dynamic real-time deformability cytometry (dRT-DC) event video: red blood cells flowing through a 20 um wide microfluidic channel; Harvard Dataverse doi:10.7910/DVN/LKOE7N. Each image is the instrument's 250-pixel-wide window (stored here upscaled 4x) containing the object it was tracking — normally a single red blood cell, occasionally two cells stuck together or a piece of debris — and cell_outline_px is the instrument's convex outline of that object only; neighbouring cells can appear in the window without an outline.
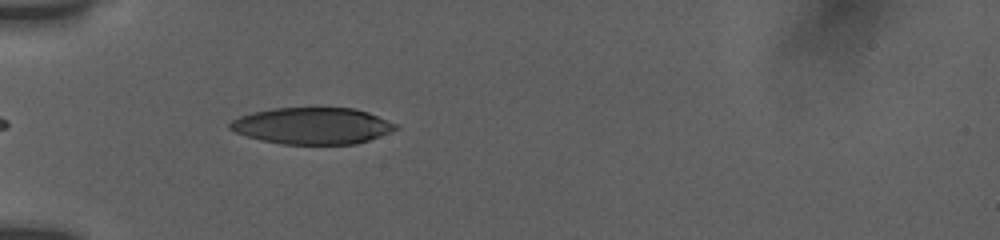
{"species": "human", "species_latin": "Homo sapiens", "temperature_condition": "room temperature", "stored_images_in_passage": 18, "camera_frame_rate_fps": 3000, "um_per_image_px": 0.085, "donor": {"sex": "female"}, "frame": {"image": 1, "passage_image": 12, "time_ms": 5.667, "image_size_px": [1000, 240], "cell_outline_px": [[400, 128], [368, 140], [356, 144], [280, 144], [260, 140], [236, 132], [228, 128], [228, 124], [232, 120], [240, 116], [252, 112], [272, 108], [356, 108], [368, 112], [396, 124]], "centroid_in_image_um": [26.53, 10.69], "position_along_channel_um": 58.5, "area_um2": 35.26}}
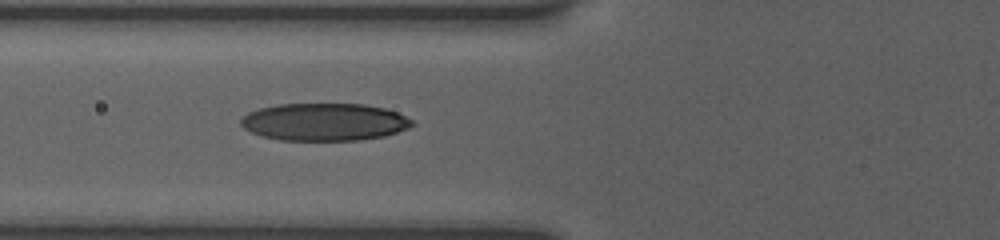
{"frame": {"image": 2, "passage_image": 18, "time_ms": 7.0, "image_size_px": [1000, 240], "cell_outline_px": [[416, 124], [408, 128], [384, 136], [360, 140], [280, 140], [260, 136], [244, 128], [240, 124], [240, 120], [248, 112], [260, 108], [276, 104], [364, 104], [384, 108], [396, 112], [412, 120]], "centroid_in_image_um": [27.55, 10.37], "position_along_channel_um": 98.2, "area_um2": 37.45}}